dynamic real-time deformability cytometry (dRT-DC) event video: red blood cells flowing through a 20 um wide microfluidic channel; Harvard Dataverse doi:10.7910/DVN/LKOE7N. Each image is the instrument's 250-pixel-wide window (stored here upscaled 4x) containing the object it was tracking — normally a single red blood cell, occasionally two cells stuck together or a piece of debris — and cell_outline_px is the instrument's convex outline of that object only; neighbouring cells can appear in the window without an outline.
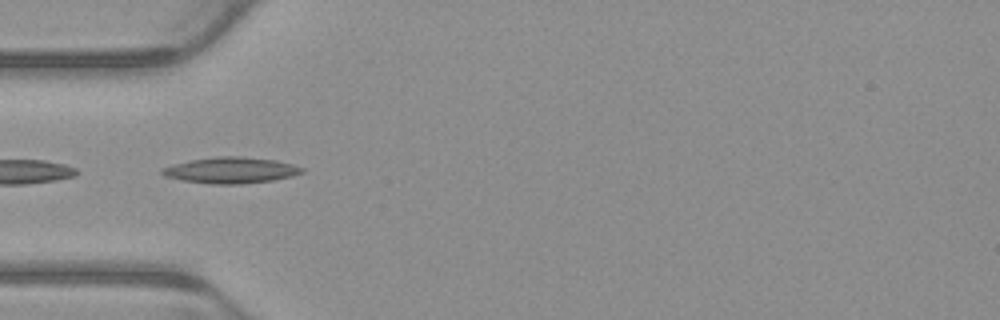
{"species": "common noctule bat (a hibernating species)", "species_latin": "Nyctalus noctula", "temperature_condition": "warm", "stored_images_in_passage": 7, "camera_frame_rate_fps": 3000, "um_per_image_px": 0.085, "animal": {"sex": "male", "body_mass_g": 23.1, "forearm_length_mm": 52.7}, "frame": {"image": 1, "passage_image": 5, "time_ms": 1.333, "image_size_px": [1000, 320], "cell_outline_px": [[304, 172], [292, 176], [272, 180], [240, 184], [212, 184], [184, 180], [164, 176], [160, 172], [160, 168], [188, 160], [216, 156], [240, 156], [276, 160], [292, 164], [304, 168]], "centroid_in_image_um": [19.61, 14.46], "position_along_channel_um": 65.4, "area_um2": 21.27}}
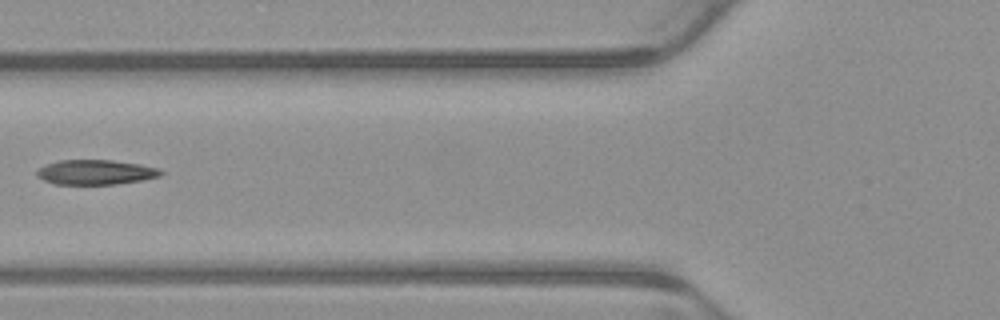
{"frame": {"image": 2, "passage_image": 6, "time_ms": 1.667, "image_size_px": [1000, 320], "cell_outline_px": [[164, 172], [160, 176], [140, 180], [116, 184], [56, 184], [44, 180], [36, 176], [36, 172], [44, 164], [60, 160], [112, 160], [140, 164], [160, 168]], "centroid_in_image_um": [8.13, 14.63], "position_along_channel_um": 117.7, "area_um2": 17.92}}
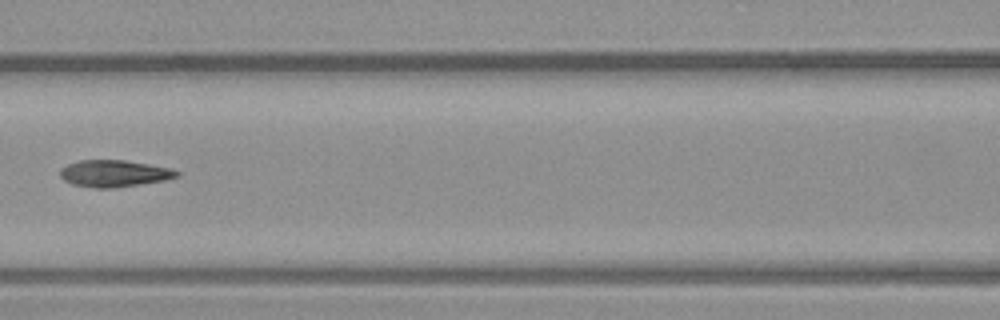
{"frame": {"image": 3, "passage_image": 7, "time_ms": 2.0, "image_size_px": [1000, 320], "cell_outline_px": [[180, 176], [164, 180], [112, 188], [96, 188], [72, 184], [64, 180], [60, 176], [60, 168], [68, 164], [80, 160], [124, 160], [172, 168], [180, 172]], "centroid_in_image_um": [9.7, 14.74], "position_along_channel_um": 156.9, "area_um2": 18.15}}